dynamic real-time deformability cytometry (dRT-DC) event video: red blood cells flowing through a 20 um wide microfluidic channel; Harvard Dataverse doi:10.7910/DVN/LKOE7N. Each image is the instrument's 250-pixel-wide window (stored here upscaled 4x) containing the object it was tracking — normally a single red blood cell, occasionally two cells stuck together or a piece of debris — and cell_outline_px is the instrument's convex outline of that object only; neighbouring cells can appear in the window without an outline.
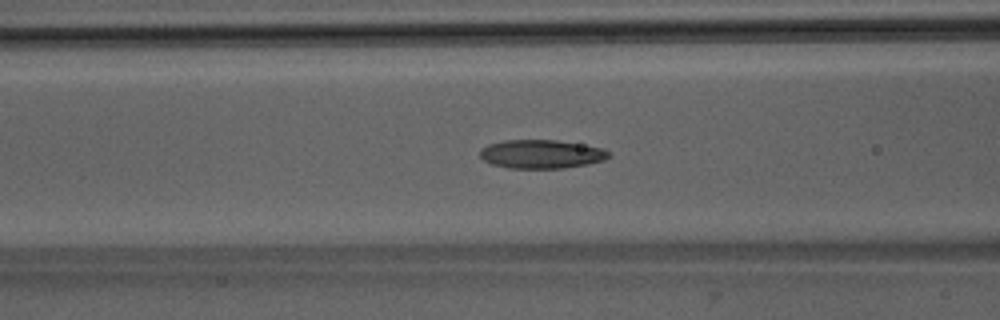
{"species": "Egyptian fruit bat (a non-hibernating species)", "species_latin": "Rousettus aegyptiacus", "temperature_condition": "room temperature", "stored_images_in_passage": 52, "camera_frame_rate_fps": 3000, "um_per_image_px": 0.085, "animal": {"sex": "male"}, "frame": {"image": 1, "passage_image": 21, "time_ms": 6.667, "image_size_px": [1000, 320], "cell_outline_px": [[612, 156], [604, 160], [588, 164], [564, 168], [508, 168], [492, 164], [484, 160], [480, 156], [480, 148], [488, 144], [504, 140], [556, 140], [604, 148]], "centroid_in_image_um": [46.01, 13.1], "position_along_channel_um": 120.6, "area_um2": 21.56}}
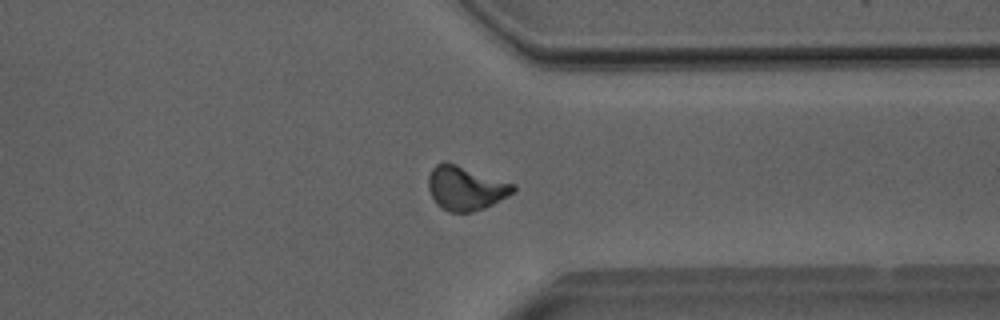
{"frame": {"image": 2, "passage_image": 40, "time_ms": 13.0, "image_size_px": [1000, 320], "cell_outline_px": [[516, 188], [508, 196], [484, 208], [472, 212], [448, 212], [440, 208], [436, 204], [428, 188], [428, 176], [432, 168], [436, 164], [444, 160], [516, 184]], "centroid_in_image_um": [39.55, 15.99], "position_along_channel_um": 371.8, "area_um2": 21.91}}
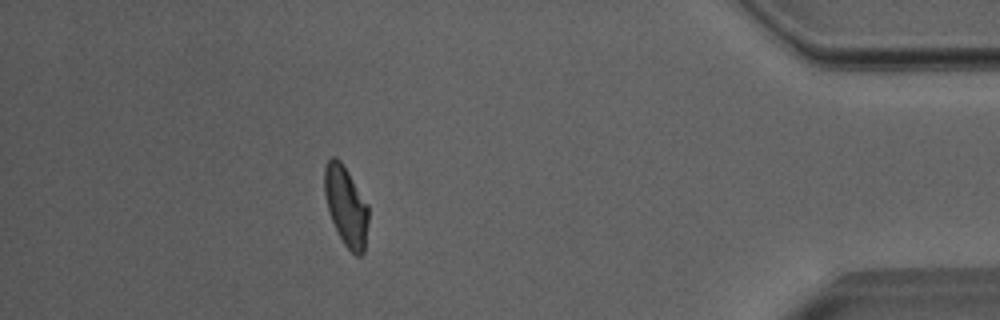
{"frame": {"image": 3, "passage_image": 46, "time_ms": 15.0, "image_size_px": [1000, 320], "cell_outline_px": [[368, 220], [364, 252], [360, 256], [356, 256], [344, 244], [328, 212], [324, 192], [324, 168], [328, 160], [332, 156], [336, 156], [340, 160], [348, 172], [368, 204]], "centroid_in_image_um": [29.4, 17.5], "position_along_channel_um": 405.8, "area_um2": 20.29}, "authors_computed_cell_mechanics": {"area_um2": 21.386, "velocity_mm_per_s": 3.9924, "shape_relaxation_time_tau1_ms": 5.6967, "shape_relaxation_time_tau2_ms": 2.5959, "deformation_change_tau1": 0.1686, "deformation_change_tau2": 0.0944}}